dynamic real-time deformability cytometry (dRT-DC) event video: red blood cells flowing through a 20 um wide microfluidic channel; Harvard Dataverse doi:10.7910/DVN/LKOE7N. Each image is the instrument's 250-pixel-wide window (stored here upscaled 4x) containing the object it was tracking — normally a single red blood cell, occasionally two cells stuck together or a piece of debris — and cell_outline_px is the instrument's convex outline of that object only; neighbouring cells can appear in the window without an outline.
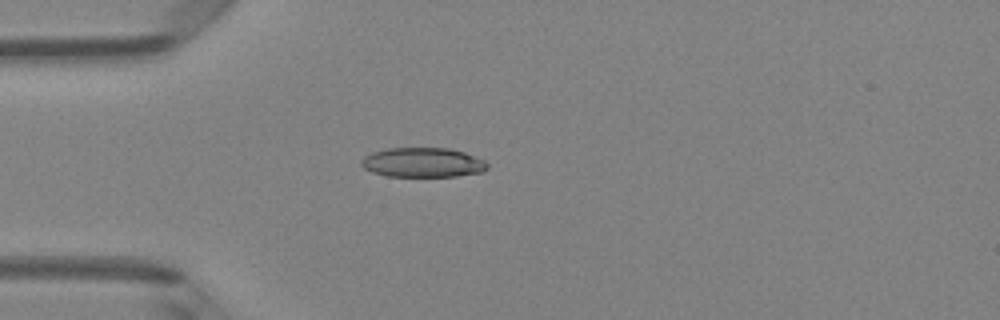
{"species": "Egyptian fruit bat (a non-hibernating species)", "species_latin": "Rousettus aegyptiacus", "temperature_condition": "room temperature", "stored_images_in_passage": 4, "camera_frame_rate_fps": 3000, "um_per_image_px": 0.085, "animal": {"sex": "female"}, "frame": {"image": 1, "passage_image": 4, "time_ms": 3.333, "image_size_px": [1000, 320], "cell_outline_px": [[488, 168], [484, 172], [456, 176], [388, 176], [372, 172], [364, 168], [360, 164], [360, 160], [364, 156], [372, 152], [388, 148], [448, 148], [464, 152], [484, 160], [488, 164]], "centroid_in_image_um": [35.93, 13.81], "position_along_channel_um": 49.1, "area_um2": 21.79}}